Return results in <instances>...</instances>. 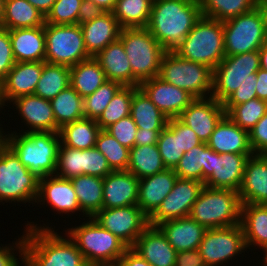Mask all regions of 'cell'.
<instances>
[{
    "label": "cell",
    "mask_w": 267,
    "mask_h": 266,
    "mask_svg": "<svg viewBox=\"0 0 267 266\" xmlns=\"http://www.w3.org/2000/svg\"><path fill=\"white\" fill-rule=\"evenodd\" d=\"M201 16L198 0H155L146 28L166 51H173Z\"/></svg>",
    "instance_id": "2"
},
{
    "label": "cell",
    "mask_w": 267,
    "mask_h": 266,
    "mask_svg": "<svg viewBox=\"0 0 267 266\" xmlns=\"http://www.w3.org/2000/svg\"><path fill=\"white\" fill-rule=\"evenodd\" d=\"M226 56L258 51L267 43L264 20L259 8L223 22Z\"/></svg>",
    "instance_id": "11"
},
{
    "label": "cell",
    "mask_w": 267,
    "mask_h": 266,
    "mask_svg": "<svg viewBox=\"0 0 267 266\" xmlns=\"http://www.w3.org/2000/svg\"><path fill=\"white\" fill-rule=\"evenodd\" d=\"M95 147L106 157L112 171L128 169L130 149L121 145L108 131H99Z\"/></svg>",
    "instance_id": "46"
},
{
    "label": "cell",
    "mask_w": 267,
    "mask_h": 266,
    "mask_svg": "<svg viewBox=\"0 0 267 266\" xmlns=\"http://www.w3.org/2000/svg\"><path fill=\"white\" fill-rule=\"evenodd\" d=\"M203 188L204 183L201 181L177 178L171 192L149 217V225L157 226L164 221L189 217Z\"/></svg>",
    "instance_id": "15"
},
{
    "label": "cell",
    "mask_w": 267,
    "mask_h": 266,
    "mask_svg": "<svg viewBox=\"0 0 267 266\" xmlns=\"http://www.w3.org/2000/svg\"><path fill=\"white\" fill-rule=\"evenodd\" d=\"M249 143L254 154L267 155V112L249 132Z\"/></svg>",
    "instance_id": "55"
},
{
    "label": "cell",
    "mask_w": 267,
    "mask_h": 266,
    "mask_svg": "<svg viewBox=\"0 0 267 266\" xmlns=\"http://www.w3.org/2000/svg\"><path fill=\"white\" fill-rule=\"evenodd\" d=\"M132 249L152 266H175L177 251L157 226L149 225Z\"/></svg>",
    "instance_id": "24"
},
{
    "label": "cell",
    "mask_w": 267,
    "mask_h": 266,
    "mask_svg": "<svg viewBox=\"0 0 267 266\" xmlns=\"http://www.w3.org/2000/svg\"><path fill=\"white\" fill-rule=\"evenodd\" d=\"M262 252H264L263 253V256L264 257H262L263 259V263H264V266H267V247L264 249V250H262Z\"/></svg>",
    "instance_id": "69"
},
{
    "label": "cell",
    "mask_w": 267,
    "mask_h": 266,
    "mask_svg": "<svg viewBox=\"0 0 267 266\" xmlns=\"http://www.w3.org/2000/svg\"><path fill=\"white\" fill-rule=\"evenodd\" d=\"M198 249L207 266L230 265L247 250L242 225L207 229Z\"/></svg>",
    "instance_id": "13"
},
{
    "label": "cell",
    "mask_w": 267,
    "mask_h": 266,
    "mask_svg": "<svg viewBox=\"0 0 267 266\" xmlns=\"http://www.w3.org/2000/svg\"><path fill=\"white\" fill-rule=\"evenodd\" d=\"M178 176L173 169L139 179L137 206L150 217L171 192Z\"/></svg>",
    "instance_id": "25"
},
{
    "label": "cell",
    "mask_w": 267,
    "mask_h": 266,
    "mask_svg": "<svg viewBox=\"0 0 267 266\" xmlns=\"http://www.w3.org/2000/svg\"><path fill=\"white\" fill-rule=\"evenodd\" d=\"M70 181L83 216L93 217L102 209L103 178L84 174L73 177Z\"/></svg>",
    "instance_id": "34"
},
{
    "label": "cell",
    "mask_w": 267,
    "mask_h": 266,
    "mask_svg": "<svg viewBox=\"0 0 267 266\" xmlns=\"http://www.w3.org/2000/svg\"><path fill=\"white\" fill-rule=\"evenodd\" d=\"M257 86H256V96L258 99L267 102V71L260 68L256 72Z\"/></svg>",
    "instance_id": "61"
},
{
    "label": "cell",
    "mask_w": 267,
    "mask_h": 266,
    "mask_svg": "<svg viewBox=\"0 0 267 266\" xmlns=\"http://www.w3.org/2000/svg\"><path fill=\"white\" fill-rule=\"evenodd\" d=\"M138 127L131 115L120 119L106 129L121 145L131 149L135 145Z\"/></svg>",
    "instance_id": "51"
},
{
    "label": "cell",
    "mask_w": 267,
    "mask_h": 266,
    "mask_svg": "<svg viewBox=\"0 0 267 266\" xmlns=\"http://www.w3.org/2000/svg\"><path fill=\"white\" fill-rule=\"evenodd\" d=\"M45 16L27 0H4L0 27L8 30L44 26Z\"/></svg>",
    "instance_id": "32"
},
{
    "label": "cell",
    "mask_w": 267,
    "mask_h": 266,
    "mask_svg": "<svg viewBox=\"0 0 267 266\" xmlns=\"http://www.w3.org/2000/svg\"><path fill=\"white\" fill-rule=\"evenodd\" d=\"M57 127L84 118L83 98L69 85L50 100Z\"/></svg>",
    "instance_id": "39"
},
{
    "label": "cell",
    "mask_w": 267,
    "mask_h": 266,
    "mask_svg": "<svg viewBox=\"0 0 267 266\" xmlns=\"http://www.w3.org/2000/svg\"><path fill=\"white\" fill-rule=\"evenodd\" d=\"M94 58L99 62L107 80L119 82L123 86L139 87L140 82L132 74L124 45L119 38Z\"/></svg>",
    "instance_id": "26"
},
{
    "label": "cell",
    "mask_w": 267,
    "mask_h": 266,
    "mask_svg": "<svg viewBox=\"0 0 267 266\" xmlns=\"http://www.w3.org/2000/svg\"><path fill=\"white\" fill-rule=\"evenodd\" d=\"M37 10H39L44 16L51 10L56 0H27Z\"/></svg>",
    "instance_id": "62"
},
{
    "label": "cell",
    "mask_w": 267,
    "mask_h": 266,
    "mask_svg": "<svg viewBox=\"0 0 267 266\" xmlns=\"http://www.w3.org/2000/svg\"><path fill=\"white\" fill-rule=\"evenodd\" d=\"M119 266H152L132 248H128L118 259Z\"/></svg>",
    "instance_id": "59"
},
{
    "label": "cell",
    "mask_w": 267,
    "mask_h": 266,
    "mask_svg": "<svg viewBox=\"0 0 267 266\" xmlns=\"http://www.w3.org/2000/svg\"><path fill=\"white\" fill-rule=\"evenodd\" d=\"M158 77L195 98L211 97L213 70L205 64L181 58L174 51L164 54Z\"/></svg>",
    "instance_id": "9"
},
{
    "label": "cell",
    "mask_w": 267,
    "mask_h": 266,
    "mask_svg": "<svg viewBox=\"0 0 267 266\" xmlns=\"http://www.w3.org/2000/svg\"><path fill=\"white\" fill-rule=\"evenodd\" d=\"M162 130H137L135 136V146L156 145L159 134Z\"/></svg>",
    "instance_id": "60"
},
{
    "label": "cell",
    "mask_w": 267,
    "mask_h": 266,
    "mask_svg": "<svg viewBox=\"0 0 267 266\" xmlns=\"http://www.w3.org/2000/svg\"><path fill=\"white\" fill-rule=\"evenodd\" d=\"M213 150L207 143H201L184 155L173 169L179 179L197 180L204 183L209 175V163Z\"/></svg>",
    "instance_id": "35"
},
{
    "label": "cell",
    "mask_w": 267,
    "mask_h": 266,
    "mask_svg": "<svg viewBox=\"0 0 267 266\" xmlns=\"http://www.w3.org/2000/svg\"><path fill=\"white\" fill-rule=\"evenodd\" d=\"M207 145L219 154H254L249 143V132L226 115L216 125Z\"/></svg>",
    "instance_id": "27"
},
{
    "label": "cell",
    "mask_w": 267,
    "mask_h": 266,
    "mask_svg": "<svg viewBox=\"0 0 267 266\" xmlns=\"http://www.w3.org/2000/svg\"><path fill=\"white\" fill-rule=\"evenodd\" d=\"M175 266H207L199 249L177 252Z\"/></svg>",
    "instance_id": "58"
},
{
    "label": "cell",
    "mask_w": 267,
    "mask_h": 266,
    "mask_svg": "<svg viewBox=\"0 0 267 266\" xmlns=\"http://www.w3.org/2000/svg\"><path fill=\"white\" fill-rule=\"evenodd\" d=\"M11 103L18 116L22 118L21 122L28 127L23 132L59 133L60 129L57 127L50 100L35 95H24L15 98Z\"/></svg>",
    "instance_id": "20"
},
{
    "label": "cell",
    "mask_w": 267,
    "mask_h": 266,
    "mask_svg": "<svg viewBox=\"0 0 267 266\" xmlns=\"http://www.w3.org/2000/svg\"><path fill=\"white\" fill-rule=\"evenodd\" d=\"M16 132V133H15ZM7 131L4 143L16 154L23 165L39 178L55 175L58 149L61 144L58 132Z\"/></svg>",
    "instance_id": "3"
},
{
    "label": "cell",
    "mask_w": 267,
    "mask_h": 266,
    "mask_svg": "<svg viewBox=\"0 0 267 266\" xmlns=\"http://www.w3.org/2000/svg\"><path fill=\"white\" fill-rule=\"evenodd\" d=\"M179 143L180 150H183L185 153L191 148L200 145L202 141L192 129L179 120Z\"/></svg>",
    "instance_id": "56"
},
{
    "label": "cell",
    "mask_w": 267,
    "mask_h": 266,
    "mask_svg": "<svg viewBox=\"0 0 267 266\" xmlns=\"http://www.w3.org/2000/svg\"><path fill=\"white\" fill-rule=\"evenodd\" d=\"M93 218L128 248L133 247L137 238L149 226V217L137 205L102 208Z\"/></svg>",
    "instance_id": "14"
},
{
    "label": "cell",
    "mask_w": 267,
    "mask_h": 266,
    "mask_svg": "<svg viewBox=\"0 0 267 266\" xmlns=\"http://www.w3.org/2000/svg\"><path fill=\"white\" fill-rule=\"evenodd\" d=\"M69 85V66L45 63L33 95L51 100Z\"/></svg>",
    "instance_id": "40"
},
{
    "label": "cell",
    "mask_w": 267,
    "mask_h": 266,
    "mask_svg": "<svg viewBox=\"0 0 267 266\" xmlns=\"http://www.w3.org/2000/svg\"><path fill=\"white\" fill-rule=\"evenodd\" d=\"M45 63V61H34L14 64L1 83L5 105L19 96L34 94Z\"/></svg>",
    "instance_id": "21"
},
{
    "label": "cell",
    "mask_w": 267,
    "mask_h": 266,
    "mask_svg": "<svg viewBox=\"0 0 267 266\" xmlns=\"http://www.w3.org/2000/svg\"><path fill=\"white\" fill-rule=\"evenodd\" d=\"M88 55L95 57L107 45L119 38L121 27L113 12H105L100 17L80 25Z\"/></svg>",
    "instance_id": "28"
},
{
    "label": "cell",
    "mask_w": 267,
    "mask_h": 266,
    "mask_svg": "<svg viewBox=\"0 0 267 266\" xmlns=\"http://www.w3.org/2000/svg\"><path fill=\"white\" fill-rule=\"evenodd\" d=\"M46 63L74 66L90 58L79 24H44Z\"/></svg>",
    "instance_id": "10"
},
{
    "label": "cell",
    "mask_w": 267,
    "mask_h": 266,
    "mask_svg": "<svg viewBox=\"0 0 267 266\" xmlns=\"http://www.w3.org/2000/svg\"><path fill=\"white\" fill-rule=\"evenodd\" d=\"M105 12H113L117 0H91Z\"/></svg>",
    "instance_id": "63"
},
{
    "label": "cell",
    "mask_w": 267,
    "mask_h": 266,
    "mask_svg": "<svg viewBox=\"0 0 267 266\" xmlns=\"http://www.w3.org/2000/svg\"><path fill=\"white\" fill-rule=\"evenodd\" d=\"M81 225L67 228L65 234L76 244L87 264L117 261L128 247L93 217Z\"/></svg>",
    "instance_id": "8"
},
{
    "label": "cell",
    "mask_w": 267,
    "mask_h": 266,
    "mask_svg": "<svg viewBox=\"0 0 267 266\" xmlns=\"http://www.w3.org/2000/svg\"><path fill=\"white\" fill-rule=\"evenodd\" d=\"M1 120V119H0ZM1 122V121H0ZM3 125L0 123V146L4 143V130ZM3 130V131H2Z\"/></svg>",
    "instance_id": "67"
},
{
    "label": "cell",
    "mask_w": 267,
    "mask_h": 266,
    "mask_svg": "<svg viewBox=\"0 0 267 266\" xmlns=\"http://www.w3.org/2000/svg\"><path fill=\"white\" fill-rule=\"evenodd\" d=\"M257 77L256 73L251 78H246L240 87L230 95L222 104L223 105H239L254 98L256 96Z\"/></svg>",
    "instance_id": "54"
},
{
    "label": "cell",
    "mask_w": 267,
    "mask_h": 266,
    "mask_svg": "<svg viewBox=\"0 0 267 266\" xmlns=\"http://www.w3.org/2000/svg\"><path fill=\"white\" fill-rule=\"evenodd\" d=\"M240 224L244 231V240L247 249L251 248L252 252L253 249L257 250V248H260V250H264L267 247L266 204H242Z\"/></svg>",
    "instance_id": "31"
},
{
    "label": "cell",
    "mask_w": 267,
    "mask_h": 266,
    "mask_svg": "<svg viewBox=\"0 0 267 266\" xmlns=\"http://www.w3.org/2000/svg\"><path fill=\"white\" fill-rule=\"evenodd\" d=\"M226 116L240 128L250 132L267 112V102L254 98L239 105H223Z\"/></svg>",
    "instance_id": "43"
},
{
    "label": "cell",
    "mask_w": 267,
    "mask_h": 266,
    "mask_svg": "<svg viewBox=\"0 0 267 266\" xmlns=\"http://www.w3.org/2000/svg\"><path fill=\"white\" fill-rule=\"evenodd\" d=\"M173 51L181 58L205 64L213 70L226 56L223 22L201 16Z\"/></svg>",
    "instance_id": "4"
},
{
    "label": "cell",
    "mask_w": 267,
    "mask_h": 266,
    "mask_svg": "<svg viewBox=\"0 0 267 266\" xmlns=\"http://www.w3.org/2000/svg\"><path fill=\"white\" fill-rule=\"evenodd\" d=\"M225 115L223 104L207 97L196 98L177 118L192 129L203 143H207Z\"/></svg>",
    "instance_id": "18"
},
{
    "label": "cell",
    "mask_w": 267,
    "mask_h": 266,
    "mask_svg": "<svg viewBox=\"0 0 267 266\" xmlns=\"http://www.w3.org/2000/svg\"><path fill=\"white\" fill-rule=\"evenodd\" d=\"M238 191L204 186L189 217L206 229L230 227L241 223Z\"/></svg>",
    "instance_id": "5"
},
{
    "label": "cell",
    "mask_w": 267,
    "mask_h": 266,
    "mask_svg": "<svg viewBox=\"0 0 267 266\" xmlns=\"http://www.w3.org/2000/svg\"><path fill=\"white\" fill-rule=\"evenodd\" d=\"M87 266H119L118 260L117 261H110V262H94L87 264Z\"/></svg>",
    "instance_id": "66"
},
{
    "label": "cell",
    "mask_w": 267,
    "mask_h": 266,
    "mask_svg": "<svg viewBox=\"0 0 267 266\" xmlns=\"http://www.w3.org/2000/svg\"><path fill=\"white\" fill-rule=\"evenodd\" d=\"M100 127L96 120L82 118L60 128L61 143L75 149H91L96 146Z\"/></svg>",
    "instance_id": "37"
},
{
    "label": "cell",
    "mask_w": 267,
    "mask_h": 266,
    "mask_svg": "<svg viewBox=\"0 0 267 266\" xmlns=\"http://www.w3.org/2000/svg\"><path fill=\"white\" fill-rule=\"evenodd\" d=\"M9 36L16 62L44 61V26L9 30Z\"/></svg>",
    "instance_id": "30"
},
{
    "label": "cell",
    "mask_w": 267,
    "mask_h": 266,
    "mask_svg": "<svg viewBox=\"0 0 267 266\" xmlns=\"http://www.w3.org/2000/svg\"><path fill=\"white\" fill-rule=\"evenodd\" d=\"M39 180L40 178L27 169L5 143L0 146L1 204H35L39 193Z\"/></svg>",
    "instance_id": "7"
},
{
    "label": "cell",
    "mask_w": 267,
    "mask_h": 266,
    "mask_svg": "<svg viewBox=\"0 0 267 266\" xmlns=\"http://www.w3.org/2000/svg\"><path fill=\"white\" fill-rule=\"evenodd\" d=\"M257 7L259 8L260 12L262 13L263 20H264L265 32L267 35V0H258Z\"/></svg>",
    "instance_id": "64"
},
{
    "label": "cell",
    "mask_w": 267,
    "mask_h": 266,
    "mask_svg": "<svg viewBox=\"0 0 267 266\" xmlns=\"http://www.w3.org/2000/svg\"><path fill=\"white\" fill-rule=\"evenodd\" d=\"M252 155L219 154L213 151L210 157L209 175L205 178L204 186L238 191L242 184L246 162Z\"/></svg>",
    "instance_id": "16"
},
{
    "label": "cell",
    "mask_w": 267,
    "mask_h": 266,
    "mask_svg": "<svg viewBox=\"0 0 267 266\" xmlns=\"http://www.w3.org/2000/svg\"><path fill=\"white\" fill-rule=\"evenodd\" d=\"M202 16L228 21L257 7L258 0H198Z\"/></svg>",
    "instance_id": "41"
},
{
    "label": "cell",
    "mask_w": 267,
    "mask_h": 266,
    "mask_svg": "<svg viewBox=\"0 0 267 266\" xmlns=\"http://www.w3.org/2000/svg\"><path fill=\"white\" fill-rule=\"evenodd\" d=\"M111 172L106 157L96 147L83 150V175L105 178Z\"/></svg>",
    "instance_id": "50"
},
{
    "label": "cell",
    "mask_w": 267,
    "mask_h": 266,
    "mask_svg": "<svg viewBox=\"0 0 267 266\" xmlns=\"http://www.w3.org/2000/svg\"><path fill=\"white\" fill-rule=\"evenodd\" d=\"M15 63L9 30L0 27V83L4 81Z\"/></svg>",
    "instance_id": "53"
},
{
    "label": "cell",
    "mask_w": 267,
    "mask_h": 266,
    "mask_svg": "<svg viewBox=\"0 0 267 266\" xmlns=\"http://www.w3.org/2000/svg\"><path fill=\"white\" fill-rule=\"evenodd\" d=\"M157 146L164 165L167 169H174L184 155L179 143V119L170 118L167 126L159 134Z\"/></svg>",
    "instance_id": "44"
},
{
    "label": "cell",
    "mask_w": 267,
    "mask_h": 266,
    "mask_svg": "<svg viewBox=\"0 0 267 266\" xmlns=\"http://www.w3.org/2000/svg\"><path fill=\"white\" fill-rule=\"evenodd\" d=\"M122 41L133 76L141 83L158 77L166 50L146 27L121 28Z\"/></svg>",
    "instance_id": "6"
},
{
    "label": "cell",
    "mask_w": 267,
    "mask_h": 266,
    "mask_svg": "<svg viewBox=\"0 0 267 266\" xmlns=\"http://www.w3.org/2000/svg\"><path fill=\"white\" fill-rule=\"evenodd\" d=\"M139 88L168 119L177 118L196 99L159 77L141 82Z\"/></svg>",
    "instance_id": "17"
},
{
    "label": "cell",
    "mask_w": 267,
    "mask_h": 266,
    "mask_svg": "<svg viewBox=\"0 0 267 266\" xmlns=\"http://www.w3.org/2000/svg\"><path fill=\"white\" fill-rule=\"evenodd\" d=\"M3 5H4V0H0V20L2 18V14H3Z\"/></svg>",
    "instance_id": "70"
},
{
    "label": "cell",
    "mask_w": 267,
    "mask_h": 266,
    "mask_svg": "<svg viewBox=\"0 0 267 266\" xmlns=\"http://www.w3.org/2000/svg\"><path fill=\"white\" fill-rule=\"evenodd\" d=\"M24 229V266H87L76 244L53 228L27 221Z\"/></svg>",
    "instance_id": "1"
},
{
    "label": "cell",
    "mask_w": 267,
    "mask_h": 266,
    "mask_svg": "<svg viewBox=\"0 0 267 266\" xmlns=\"http://www.w3.org/2000/svg\"><path fill=\"white\" fill-rule=\"evenodd\" d=\"M238 193L241 204L267 205V155L253 154L248 158Z\"/></svg>",
    "instance_id": "23"
},
{
    "label": "cell",
    "mask_w": 267,
    "mask_h": 266,
    "mask_svg": "<svg viewBox=\"0 0 267 266\" xmlns=\"http://www.w3.org/2000/svg\"><path fill=\"white\" fill-rule=\"evenodd\" d=\"M81 2L82 0H56L45 16V23L57 25L78 24Z\"/></svg>",
    "instance_id": "49"
},
{
    "label": "cell",
    "mask_w": 267,
    "mask_h": 266,
    "mask_svg": "<svg viewBox=\"0 0 267 266\" xmlns=\"http://www.w3.org/2000/svg\"><path fill=\"white\" fill-rule=\"evenodd\" d=\"M260 69L258 51L241 53L225 58L213 69L211 97L223 103L246 78Z\"/></svg>",
    "instance_id": "12"
},
{
    "label": "cell",
    "mask_w": 267,
    "mask_h": 266,
    "mask_svg": "<svg viewBox=\"0 0 267 266\" xmlns=\"http://www.w3.org/2000/svg\"><path fill=\"white\" fill-rule=\"evenodd\" d=\"M55 175L65 179L83 175V150L67 147L61 143Z\"/></svg>",
    "instance_id": "48"
},
{
    "label": "cell",
    "mask_w": 267,
    "mask_h": 266,
    "mask_svg": "<svg viewBox=\"0 0 267 266\" xmlns=\"http://www.w3.org/2000/svg\"><path fill=\"white\" fill-rule=\"evenodd\" d=\"M151 5L149 0H117L113 14L121 28L147 27Z\"/></svg>",
    "instance_id": "42"
},
{
    "label": "cell",
    "mask_w": 267,
    "mask_h": 266,
    "mask_svg": "<svg viewBox=\"0 0 267 266\" xmlns=\"http://www.w3.org/2000/svg\"><path fill=\"white\" fill-rule=\"evenodd\" d=\"M167 169L162 160L158 146L141 145L130 149L128 169L138 179L154 175Z\"/></svg>",
    "instance_id": "38"
},
{
    "label": "cell",
    "mask_w": 267,
    "mask_h": 266,
    "mask_svg": "<svg viewBox=\"0 0 267 266\" xmlns=\"http://www.w3.org/2000/svg\"><path fill=\"white\" fill-rule=\"evenodd\" d=\"M130 115L140 130H163L169 120L140 88L133 93Z\"/></svg>",
    "instance_id": "36"
},
{
    "label": "cell",
    "mask_w": 267,
    "mask_h": 266,
    "mask_svg": "<svg viewBox=\"0 0 267 266\" xmlns=\"http://www.w3.org/2000/svg\"><path fill=\"white\" fill-rule=\"evenodd\" d=\"M260 68L267 71V43L259 49Z\"/></svg>",
    "instance_id": "65"
},
{
    "label": "cell",
    "mask_w": 267,
    "mask_h": 266,
    "mask_svg": "<svg viewBox=\"0 0 267 266\" xmlns=\"http://www.w3.org/2000/svg\"><path fill=\"white\" fill-rule=\"evenodd\" d=\"M138 88L134 86H123L118 91L105 111L96 120L101 130H106L115 122L130 115L132 96Z\"/></svg>",
    "instance_id": "45"
},
{
    "label": "cell",
    "mask_w": 267,
    "mask_h": 266,
    "mask_svg": "<svg viewBox=\"0 0 267 266\" xmlns=\"http://www.w3.org/2000/svg\"><path fill=\"white\" fill-rule=\"evenodd\" d=\"M105 11L101 9L91 0H82L78 14V24L81 25L85 22L91 21L100 17Z\"/></svg>",
    "instance_id": "57"
},
{
    "label": "cell",
    "mask_w": 267,
    "mask_h": 266,
    "mask_svg": "<svg viewBox=\"0 0 267 266\" xmlns=\"http://www.w3.org/2000/svg\"><path fill=\"white\" fill-rule=\"evenodd\" d=\"M42 202V203H41ZM37 205H50L51 210L61 215L68 214V217L76 212H81V208L76 197V193L70 179L49 175L39 180V193ZM72 213V214H71ZM71 214V215H69Z\"/></svg>",
    "instance_id": "19"
},
{
    "label": "cell",
    "mask_w": 267,
    "mask_h": 266,
    "mask_svg": "<svg viewBox=\"0 0 267 266\" xmlns=\"http://www.w3.org/2000/svg\"><path fill=\"white\" fill-rule=\"evenodd\" d=\"M122 87L119 82L107 80L93 94L83 98L84 117L97 120Z\"/></svg>",
    "instance_id": "47"
},
{
    "label": "cell",
    "mask_w": 267,
    "mask_h": 266,
    "mask_svg": "<svg viewBox=\"0 0 267 266\" xmlns=\"http://www.w3.org/2000/svg\"><path fill=\"white\" fill-rule=\"evenodd\" d=\"M139 179L129 171H112L103 178L102 208L137 205Z\"/></svg>",
    "instance_id": "22"
},
{
    "label": "cell",
    "mask_w": 267,
    "mask_h": 266,
    "mask_svg": "<svg viewBox=\"0 0 267 266\" xmlns=\"http://www.w3.org/2000/svg\"><path fill=\"white\" fill-rule=\"evenodd\" d=\"M157 227L177 252L199 248L204 233L207 230L203 225H200L190 217L164 221L158 224Z\"/></svg>",
    "instance_id": "29"
},
{
    "label": "cell",
    "mask_w": 267,
    "mask_h": 266,
    "mask_svg": "<svg viewBox=\"0 0 267 266\" xmlns=\"http://www.w3.org/2000/svg\"><path fill=\"white\" fill-rule=\"evenodd\" d=\"M16 242H13L12 245L9 243L5 246L0 244V266H24V250H25V237L24 234L21 237L16 239ZM15 245V246H14ZM15 248V249H14ZM18 250V252H17ZM16 251V252H15ZM19 253V255H18ZM20 258H17V255ZM21 261V263H20ZM19 263L21 265H19Z\"/></svg>",
    "instance_id": "52"
},
{
    "label": "cell",
    "mask_w": 267,
    "mask_h": 266,
    "mask_svg": "<svg viewBox=\"0 0 267 266\" xmlns=\"http://www.w3.org/2000/svg\"><path fill=\"white\" fill-rule=\"evenodd\" d=\"M106 81L105 73L94 57L70 67V86L82 98L93 94Z\"/></svg>",
    "instance_id": "33"
},
{
    "label": "cell",
    "mask_w": 267,
    "mask_h": 266,
    "mask_svg": "<svg viewBox=\"0 0 267 266\" xmlns=\"http://www.w3.org/2000/svg\"><path fill=\"white\" fill-rule=\"evenodd\" d=\"M4 106H7L4 104L3 98H2V86L0 83V111L4 109Z\"/></svg>",
    "instance_id": "68"
}]
</instances>
